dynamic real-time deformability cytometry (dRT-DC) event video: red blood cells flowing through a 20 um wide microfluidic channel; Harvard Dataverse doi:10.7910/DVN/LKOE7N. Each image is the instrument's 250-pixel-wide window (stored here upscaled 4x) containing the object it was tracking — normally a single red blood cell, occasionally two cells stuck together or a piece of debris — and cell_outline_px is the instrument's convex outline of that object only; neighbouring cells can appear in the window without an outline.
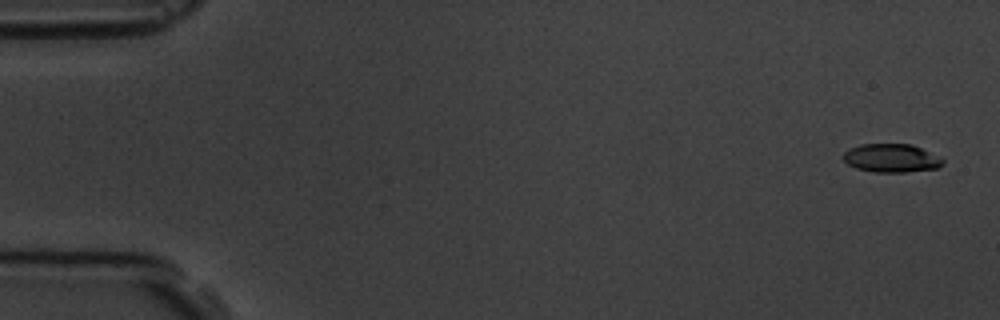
{"species": "common noctule bat (a hibernating species)", "species_latin": "Nyctalus noctula", "temperature_condition": "room temperature", "stored_images_in_passage": 7, "camera_frame_rate_fps": 3000, "um_per_image_px": 0.085, "animal": {"sex": "male", "body_mass_g": 19.5, "forearm_length_mm": 54.6}, "frame": {"image": 1, "passage_image": 1, "time_ms": 0.0, "image_size_px": [1000, 320], "cell_outline_px": [[944, 164], [940, 168], [904, 172], [872, 172], [856, 168], [848, 164], [844, 160], [844, 152], [848, 148], [860, 144], [912, 144], [940, 156], [944, 160]], "centroid_in_image_um": [75.8, 13.44], "position_along_channel_um": 9.2, "area_um2": 16.7}}
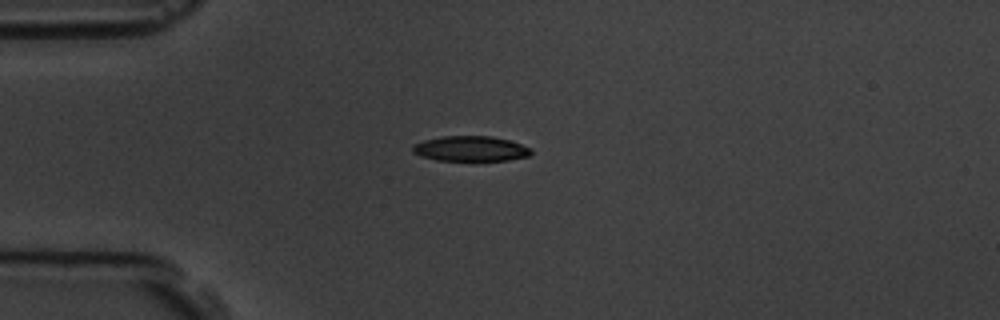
{"frame": {"image": 2, "passage_image": 5, "time_ms": 4.333, "image_size_px": [1000, 320], "cell_outline_px": [[532, 152], [528, 156], [508, 160], [436, 160], [420, 156], [412, 152], [412, 144], [424, 140], [440, 136], [492, 136], [508, 140], [532, 148]], "centroid_in_image_um": [39.96, 12.63], "position_along_channel_um": 45.0, "area_um2": 17.4}}
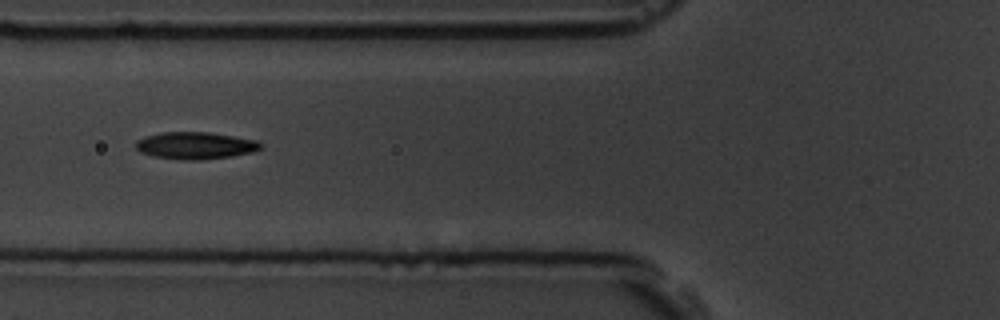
{"frame": {"image": 3, "passage_image": 7, "time_ms": 6.667, "image_size_px": [1000, 320], "cell_outline_px": [[264, 148], [252, 152], [232, 156], [200, 160], [184, 160], [152, 156], [140, 152], [136, 148], [136, 140], [144, 136], [160, 132], [208, 132], [256, 140], [264, 144]], "centroid_in_image_um": [16.61, 12.37], "position_along_channel_um": 109.2, "area_um2": 19.88}}